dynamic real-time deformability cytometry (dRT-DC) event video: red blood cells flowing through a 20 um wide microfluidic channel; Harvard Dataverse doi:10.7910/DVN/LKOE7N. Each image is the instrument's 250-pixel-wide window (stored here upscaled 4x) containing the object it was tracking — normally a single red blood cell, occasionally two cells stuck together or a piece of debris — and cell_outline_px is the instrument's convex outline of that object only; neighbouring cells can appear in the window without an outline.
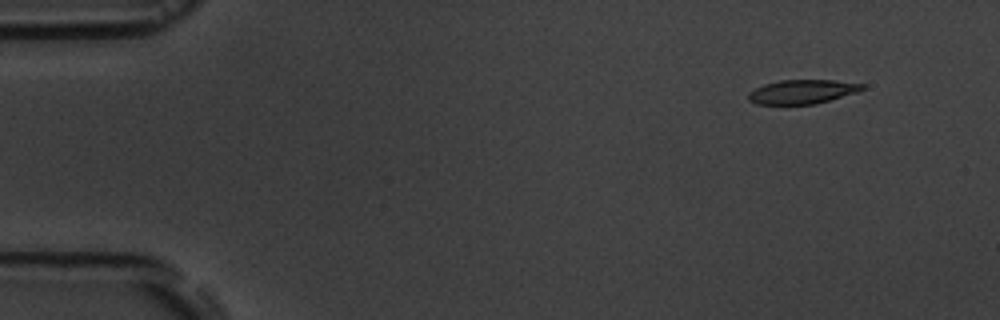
{"species": "common noctule bat (a hibernating species)", "species_latin": "Nyctalus noctula", "temperature_condition": "room temperature", "stored_images_in_passage": 6, "camera_frame_rate_fps": 3000, "um_per_image_px": 0.085, "animal": {"sex": "male", "body_mass_g": 19.5, "forearm_length_mm": 54.6}, "frame": {"image": 1, "passage_image": 2, "time_ms": 1.333, "image_size_px": [1000, 320], "cell_outline_px": [[864, 88], [856, 92], [816, 104], [756, 104], [748, 100], [748, 92], [764, 84], [780, 80], [832, 80], [864, 84]], "centroid_in_image_um": [68.15, 7.8], "position_along_channel_um": 16.8, "area_um2": 15.84}}
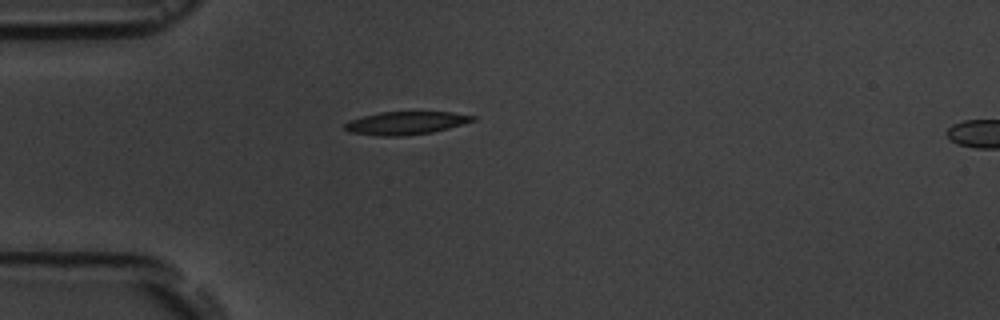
{"frame": {"image": 2, "passage_image": 5, "time_ms": 4.667, "image_size_px": [1000, 320], "cell_outline_px": [[476, 120], [448, 128], [432, 132], [400, 136], [380, 136], [348, 132], [344, 128], [344, 124], [348, 120], [380, 112], [452, 112], [476, 116]], "centroid_in_image_um": [34.47, 10.45], "position_along_channel_um": 50.5, "area_um2": 17.11}}